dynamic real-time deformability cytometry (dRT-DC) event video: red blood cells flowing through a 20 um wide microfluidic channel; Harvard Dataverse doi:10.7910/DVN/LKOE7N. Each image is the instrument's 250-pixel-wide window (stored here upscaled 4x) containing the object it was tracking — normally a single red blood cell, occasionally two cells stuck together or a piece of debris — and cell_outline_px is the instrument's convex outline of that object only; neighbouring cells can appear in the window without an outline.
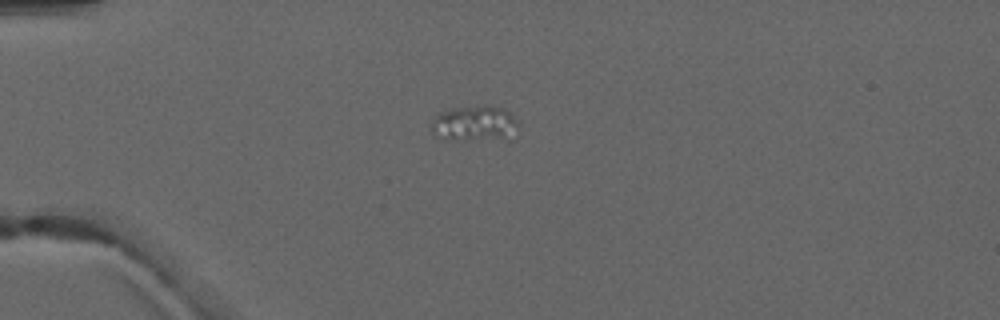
{"species": "common noctule bat (a hibernating species)", "species_latin": "Nyctalus noctula", "temperature_condition": "warm", "stored_images_in_passage": 5, "camera_frame_rate_fps": 3000, "um_per_image_px": 0.085, "animal": {"sex": "male", "forearm_length_mm": 52.5}, "frame": {"image": 1, "passage_image": 5, "time_ms": 5.667, "image_size_px": [1000, 320], "cell_outline_px": [[520, 124], [500, 136], [464, 140], [436, 136], [432, 132], [432, 120], [440, 112], [452, 108], [484, 104], [492, 104], [504, 108], [520, 120]], "centroid_in_image_um": [40.28, 10.39], "position_along_channel_um": 44.7, "area_um2": 17.34}}